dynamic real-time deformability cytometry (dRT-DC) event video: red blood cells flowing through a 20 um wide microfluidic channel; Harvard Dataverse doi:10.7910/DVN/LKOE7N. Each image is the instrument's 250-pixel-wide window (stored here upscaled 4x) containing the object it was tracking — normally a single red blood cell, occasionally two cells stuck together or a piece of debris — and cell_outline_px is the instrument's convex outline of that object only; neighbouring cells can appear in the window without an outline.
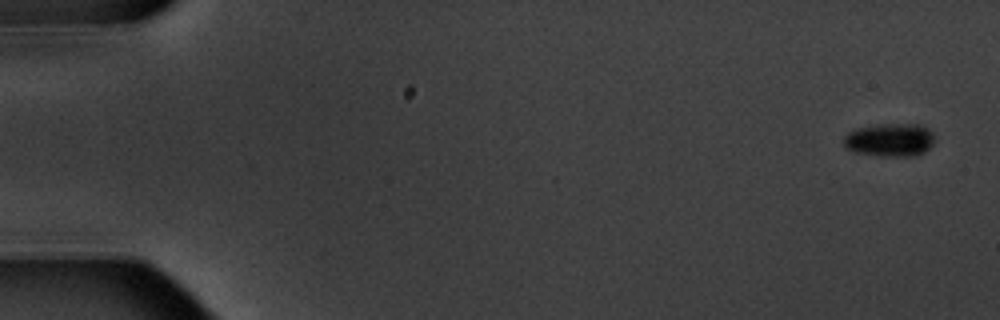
{"species": "common noctule bat (a hibernating species)", "species_latin": "Nyctalus noctula", "temperature_condition": "warm", "stored_images_in_passage": 5, "camera_frame_rate_fps": 3000, "um_per_image_px": 0.085, "animal": {"sex": "male", "body_mass_g": 20.1, "forearm_length_mm": 53.5}, "frame": {"image": 1, "passage_image": 1, "time_ms": 0.0, "image_size_px": [1000, 320], "cell_outline_px": [[936, 140], [924, 152], [916, 156], [880, 156], [856, 152], [844, 148], [844, 136], [848, 132], [856, 128], [884, 124], [920, 124], [928, 128], [932, 132]], "centroid_in_image_um": [75.65, 11.89], "position_along_channel_um": 9.3, "area_um2": 17.74}}